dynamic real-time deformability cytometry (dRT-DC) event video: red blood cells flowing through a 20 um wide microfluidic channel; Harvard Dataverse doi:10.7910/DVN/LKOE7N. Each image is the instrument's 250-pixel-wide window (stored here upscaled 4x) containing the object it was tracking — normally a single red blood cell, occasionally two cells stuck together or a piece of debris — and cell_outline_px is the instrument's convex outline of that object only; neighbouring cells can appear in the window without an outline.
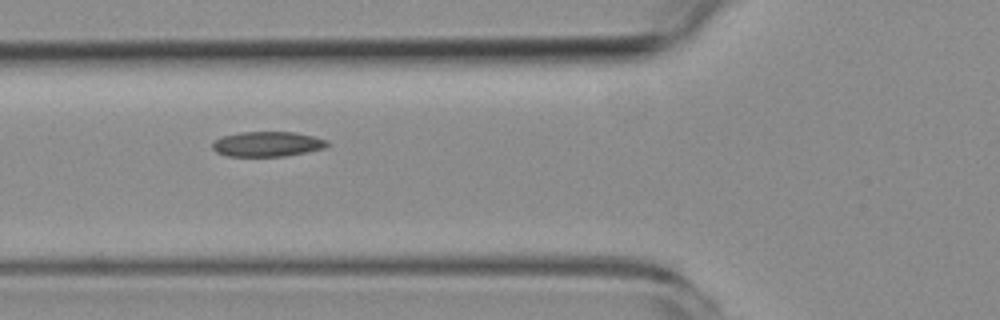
{"species": "common noctule bat (a hibernating species)", "species_latin": "Nyctalus noctula", "temperature_condition": "room temperature", "stored_images_in_passage": 6, "camera_frame_rate_fps": 3000, "um_per_image_px": 0.085, "animal": {"sex": "female", "body_mass_g": 19.3, "forearm_length_mm": 54.1}, "frame": {"image": 1, "passage_image": 5, "time_ms": 5.667, "image_size_px": [1000, 320], "cell_outline_px": [[328, 148], [284, 156], [228, 156], [216, 152], [212, 148], [212, 144], [220, 136], [240, 132], [296, 132], [328, 140]], "centroid_in_image_um": [22.73, 12.24], "position_along_channel_um": 103.1, "area_um2": 16.82}}
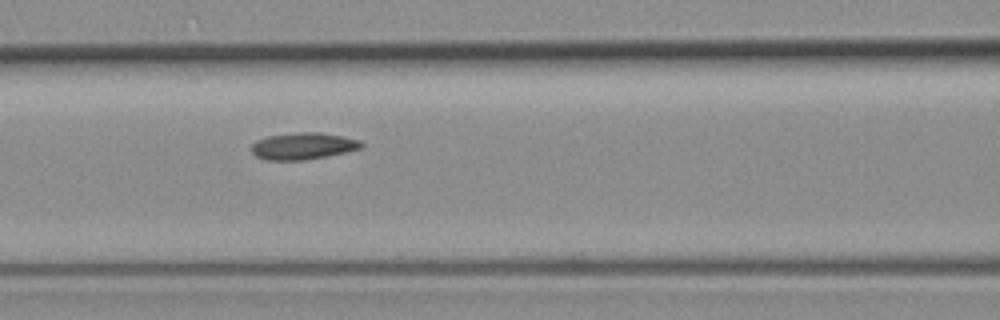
{"frame": {"image": 2, "passage_image": 6, "time_ms": 6.667, "image_size_px": [1000, 320], "cell_outline_px": [[364, 144], [360, 148], [344, 152], [304, 160], [264, 160], [256, 156], [252, 152], [252, 144], [256, 140], [268, 136], [300, 132], [320, 132], [344, 136], [360, 140]], "centroid_in_image_um": [25.74, 12.41], "position_along_channel_um": 140.9, "area_um2": 17.05}}